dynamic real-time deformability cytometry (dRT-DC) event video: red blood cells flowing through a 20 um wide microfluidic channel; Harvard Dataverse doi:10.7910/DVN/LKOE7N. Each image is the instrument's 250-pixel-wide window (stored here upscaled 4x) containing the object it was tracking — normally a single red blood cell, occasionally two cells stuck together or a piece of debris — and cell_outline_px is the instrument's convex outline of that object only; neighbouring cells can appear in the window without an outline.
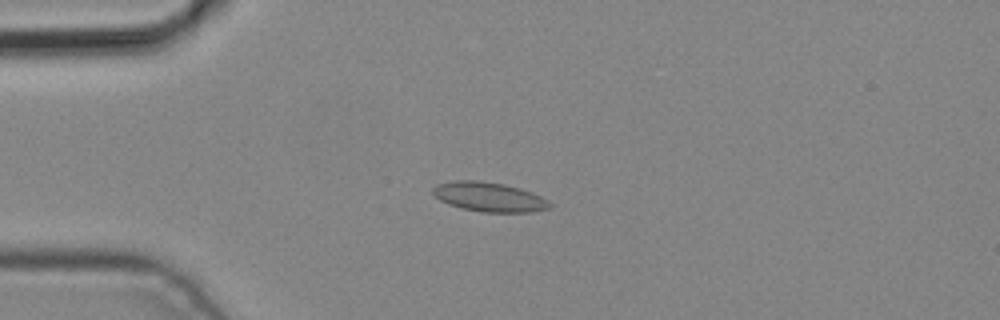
{"species": "common noctule bat (a hibernating species)", "species_latin": "Nyctalus noctula", "temperature_condition": "cold", "stored_images_in_passage": 3, "camera_frame_rate_fps": 3000, "um_per_image_px": 0.085, "animal": {"sex": "male", "body_mass_g": 19.2, "forearm_length_mm": 51.8}, "frame": {"image": 1, "passage_image": 2, "time_ms": 0.333, "image_size_px": [1000, 320], "cell_outline_px": [[552, 204], [548, 208], [528, 212], [484, 212], [460, 208], [448, 204], [440, 200], [432, 192], [432, 188], [436, 184], [452, 180], [476, 180], [504, 184], [520, 188], [532, 192], [548, 200]], "centroid_in_image_um": [41.54, 16.73], "position_along_channel_um": 43.5, "area_um2": 20.06}}